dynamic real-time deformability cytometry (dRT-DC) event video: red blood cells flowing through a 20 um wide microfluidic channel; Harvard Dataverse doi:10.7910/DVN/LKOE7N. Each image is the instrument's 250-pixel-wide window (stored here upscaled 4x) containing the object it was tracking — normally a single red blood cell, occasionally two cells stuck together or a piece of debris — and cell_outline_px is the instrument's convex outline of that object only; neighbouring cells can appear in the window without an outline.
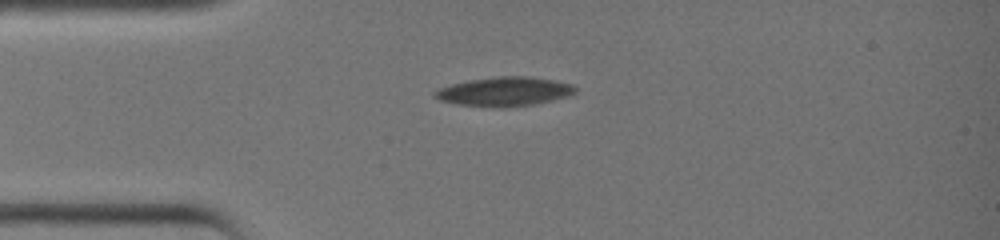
{"species": "common noctule bat (a hibernating species)", "species_latin": "Nyctalus noctula", "temperature_condition": "warm", "stored_images_in_passage": 32, "camera_frame_rate_fps": 3000, "um_per_image_px": 0.085, "animal": {"sex": "female", "body_mass_g": 19.0, "forearm_length_mm": 51.5}, "frame": {"image": 1, "passage_image": 1, "time_ms": 0.0, "image_size_px": [1000, 240], "cell_outline_px": [[576, 92], [572, 96], [536, 104], [508, 108], [488, 108], [456, 104], [440, 100], [432, 96], [432, 92], [440, 88], [452, 84], [468, 80], [496, 76], [528, 76], [552, 80], [572, 84], [576, 88]], "centroid_in_image_um": [42.88, 7.8], "position_along_channel_um": 42.1, "area_um2": 24.39}}
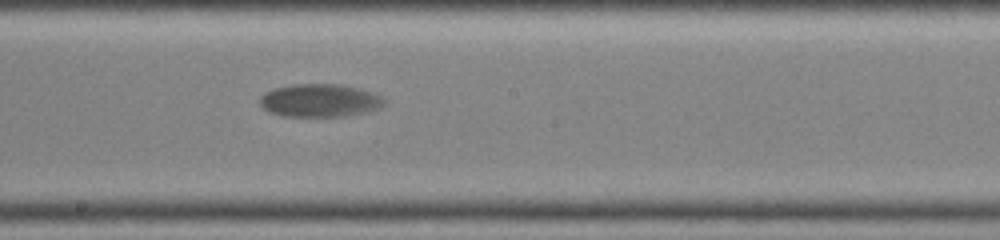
{"frame": {"image": 2, "passage_image": 14, "time_ms": 4.333, "image_size_px": [1000, 240], "cell_outline_px": [[388, 104], [380, 108], [368, 112], [344, 116], [284, 116], [268, 112], [260, 104], [260, 96], [264, 92], [272, 88], [292, 84], [340, 84], [360, 88], [384, 96], [388, 100]], "centroid_in_image_um": [27.24, 8.53], "position_along_channel_um": 221.0, "area_um2": 24.45}}
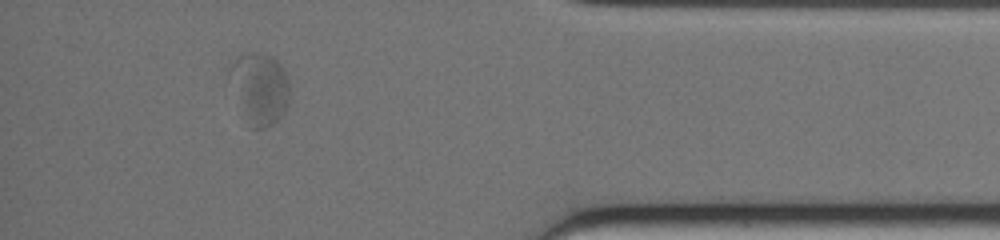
{"frame": {"image": 3, "passage_image": 28, "time_ms": 9.0, "image_size_px": [1000, 240], "cell_outline_px": [[288, 104], [284, 112], [272, 124], [264, 128], [248, 128], [228, 76], [228, 72], [232, 64], [240, 52], [260, 52], [272, 56], [284, 68], [288, 80]], "centroid_in_image_um": [22.05, 7.48], "position_along_channel_um": 413.2, "area_um2": 25.14}}